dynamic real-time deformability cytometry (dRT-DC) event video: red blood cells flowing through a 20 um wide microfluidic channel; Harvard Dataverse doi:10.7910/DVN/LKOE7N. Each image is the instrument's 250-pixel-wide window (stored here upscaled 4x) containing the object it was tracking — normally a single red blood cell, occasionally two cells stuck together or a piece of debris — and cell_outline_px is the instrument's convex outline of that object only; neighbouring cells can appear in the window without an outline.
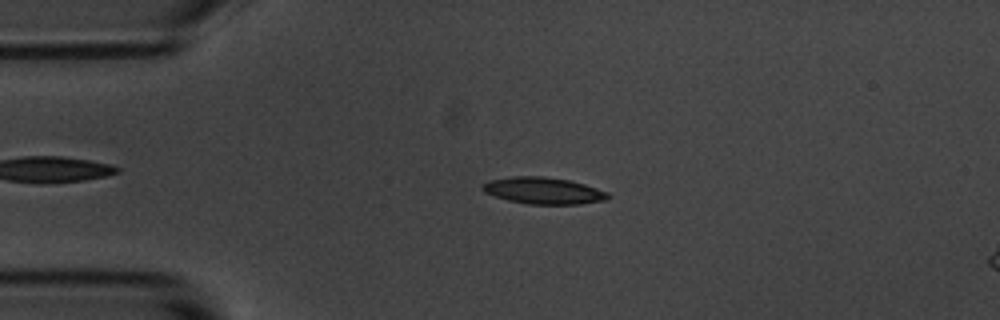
{"species": "common noctule bat (a hibernating species)", "species_latin": "Nyctalus noctula", "temperature_condition": "room temperature", "stored_images_in_passage": 55, "camera_frame_rate_fps": 3000, "um_per_image_px": 0.085, "animal": {"sex": "male", "body_mass_g": 20.1, "forearm_length_mm": 53.5}, "frame": {"image": 1, "passage_image": 12, "time_ms": 3.667, "image_size_px": [1000, 320], "cell_outline_px": [[608, 200], [580, 204], [528, 204], [508, 200], [484, 192], [480, 188], [480, 184], [488, 180], [512, 176], [544, 176], [568, 180], [584, 184], [608, 192]], "centroid_in_image_um": [46.15, 16.2], "position_along_channel_um": 38.9, "area_um2": 19.59}}
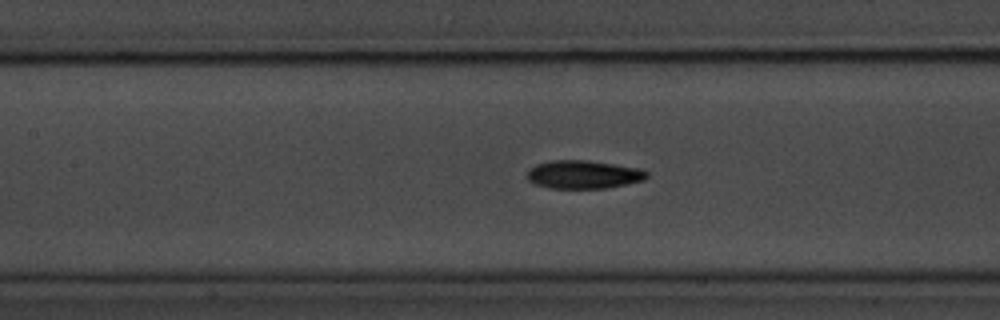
{"frame": {"image": 2, "passage_image": 24, "time_ms": 7.667, "image_size_px": [1000, 320], "cell_outline_px": [[648, 176], [644, 180], [628, 184], [608, 188], [548, 188], [536, 184], [528, 180], [524, 176], [536, 164], [552, 160], [588, 160], [640, 168], [648, 172]], "centroid_in_image_um": [49.61, 14.83], "position_along_channel_um": 157.8, "area_um2": 19.83}}
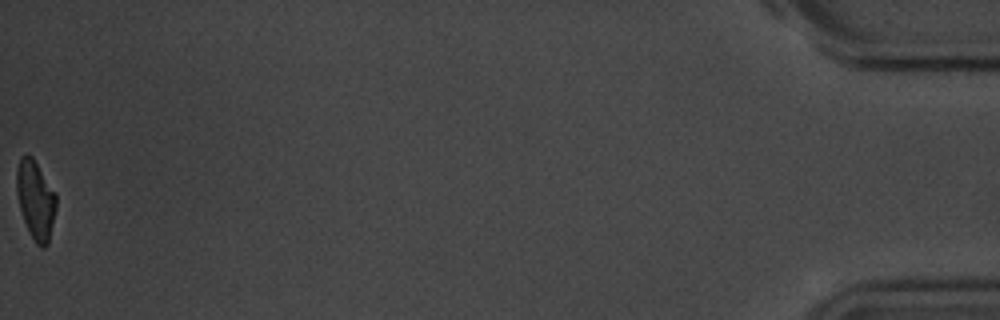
{"frame": {"image": 3, "passage_image": 55, "time_ms": 18.0, "image_size_px": [1000, 320], "cell_outline_px": [[56, 208], [48, 244], [44, 248], [40, 248], [36, 244], [24, 220], [20, 208], [16, 192], [16, 172], [20, 156], [32, 156], [56, 192]], "centroid_in_image_um": [3.03, 16.98], "position_along_channel_um": 432.2, "area_um2": 18.09}, "authors_computed_cell_mechanics": {"area_um2": 18.9584, "velocity_mm_per_s": 3.6344, "shape_relaxation_time_tau1_ms": 2.9271, "shape_relaxation_time_tau2_ms": 4.5501, "deformation_change_tau1": 0.1363, "deformation_change_tau2": 0.1109}}